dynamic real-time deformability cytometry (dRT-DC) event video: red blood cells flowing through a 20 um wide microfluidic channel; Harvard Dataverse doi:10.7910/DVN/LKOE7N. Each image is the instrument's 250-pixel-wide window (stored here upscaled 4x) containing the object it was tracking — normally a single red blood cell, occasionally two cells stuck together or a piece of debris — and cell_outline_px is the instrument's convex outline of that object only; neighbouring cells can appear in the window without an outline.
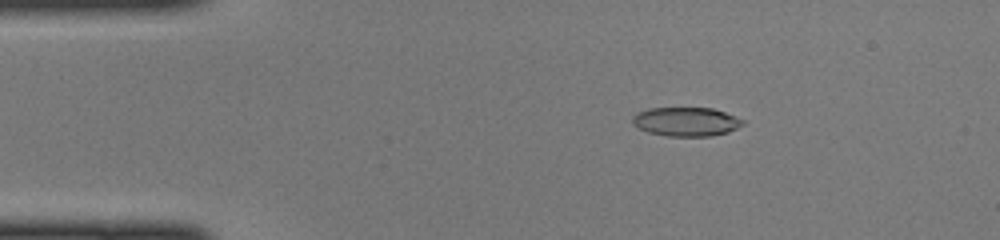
{"species": "common noctule bat (a hibernating species)", "species_latin": "Nyctalus noctula", "temperature_condition": "cold", "stored_images_in_passage": 47, "camera_frame_rate_fps": 3000, "um_per_image_px": 0.085, "animal": {"sex": "female", "body_mass_g": 22.0, "forearm_length_mm": 56.7}, "frame": {"image": 1, "passage_image": 8, "time_ms": 2.333, "image_size_px": [1000, 240], "cell_outline_px": [[744, 124], [728, 132], [712, 136], [668, 136], [648, 132], [632, 124], [632, 116], [636, 112], [648, 108], [712, 108], [724, 112], [744, 120]], "centroid_in_image_um": [58.29, 10.34], "position_along_channel_um": 26.7, "area_um2": 18.61}}
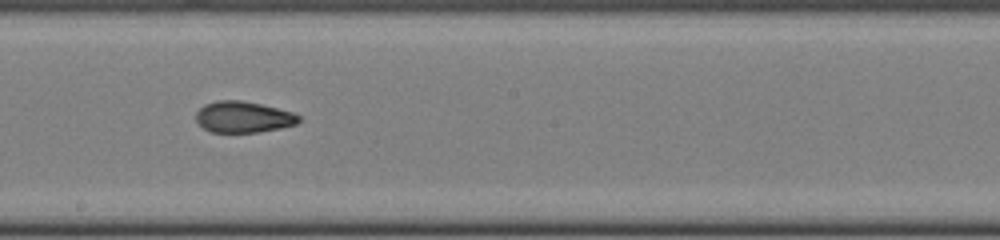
{"frame": {"image": 2, "passage_image": 26, "time_ms": 8.333, "image_size_px": [1000, 240], "cell_outline_px": [[300, 120], [296, 124], [280, 128], [260, 132], [208, 132], [196, 120], [196, 112], [204, 104], [216, 100], [240, 100], [260, 104], [292, 112], [300, 116]], "centroid_in_image_um": [20.66, 9.94], "position_along_channel_um": 227.5, "area_um2": 18.67}}
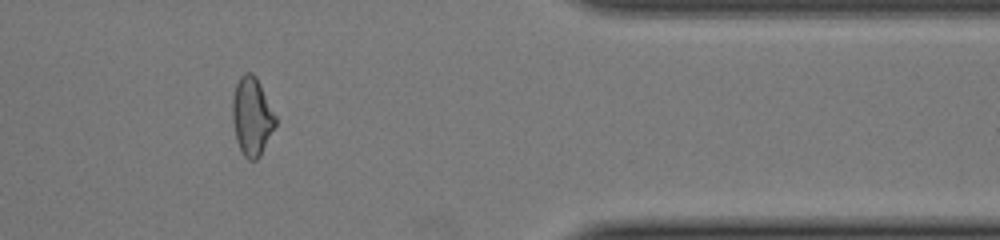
{"frame": {"image": 3, "passage_image": 39, "time_ms": 12.667, "image_size_px": [1000, 240], "cell_outline_px": [[276, 124], [260, 156], [256, 160], [248, 160], [244, 156], [236, 140], [232, 120], [232, 100], [236, 84], [240, 76], [244, 72], [252, 72], [256, 76], [276, 116]], "centroid_in_image_um": [21.4, 9.89], "position_along_channel_um": 390.0, "area_um2": 19.59}}